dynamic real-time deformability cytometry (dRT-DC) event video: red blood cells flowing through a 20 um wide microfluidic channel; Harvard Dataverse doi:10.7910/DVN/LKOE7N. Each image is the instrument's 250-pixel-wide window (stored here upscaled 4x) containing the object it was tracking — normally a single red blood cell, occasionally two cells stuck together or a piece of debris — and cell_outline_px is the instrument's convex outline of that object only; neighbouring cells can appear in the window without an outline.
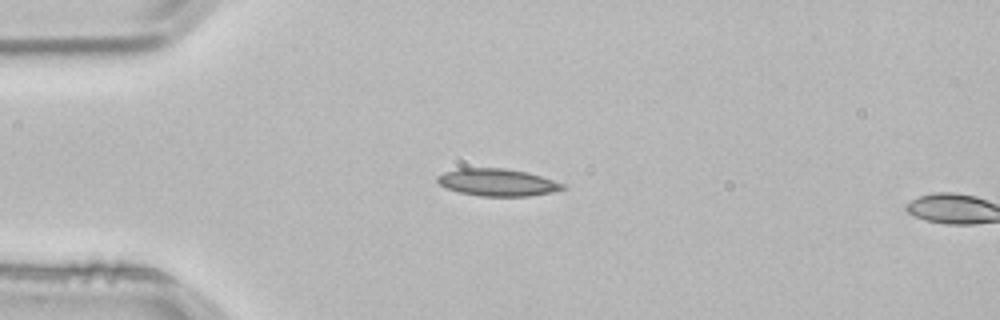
{"species": "common noctule bat (a hibernating species)", "species_latin": "Nyctalus noctula", "temperature_condition": "room temperature", "stored_images_in_passage": 3, "segment_of_instrument_passage": [1, 2], "camera_frame_rate_fps": 3000, "um_per_image_px": 0.085, "animal": {"sex": "male", "body_mass_g": 21.5, "forearm_length_mm": 52.0}, "frame": {"image": 1, "passage_image": 2, "time_ms": 0.333, "image_size_px": [1000, 320], "cell_outline_px": [[568, 188], [552, 192], [528, 196], [480, 196], [460, 192], [444, 188], [436, 180], [436, 176], [444, 172], [456, 168], [504, 168], [528, 172], [564, 184]], "centroid_in_image_um": [42.25, 15.5], "position_along_channel_um": 42.8, "area_um2": 20.0}}